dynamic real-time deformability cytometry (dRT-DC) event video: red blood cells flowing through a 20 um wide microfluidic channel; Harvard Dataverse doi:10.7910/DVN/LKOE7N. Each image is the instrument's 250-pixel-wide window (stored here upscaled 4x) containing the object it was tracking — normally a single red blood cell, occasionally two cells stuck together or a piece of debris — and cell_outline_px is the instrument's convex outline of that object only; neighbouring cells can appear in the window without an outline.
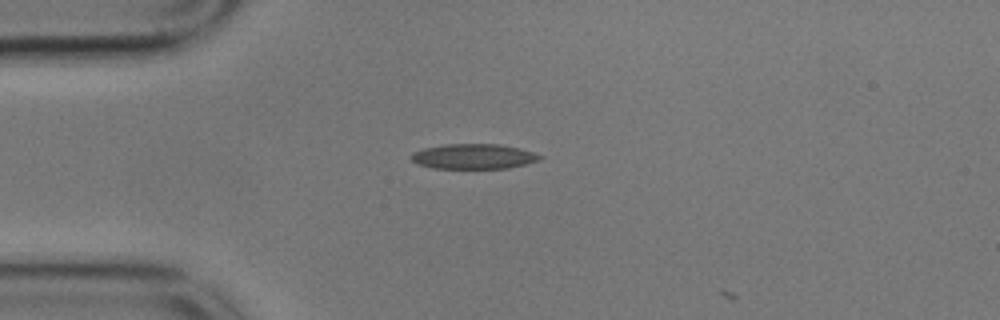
{"species": "common noctule bat (a hibernating species)", "species_latin": "Nyctalus noctula", "temperature_condition": "cold", "stored_images_in_passage": 3, "camera_frame_rate_fps": 3000, "um_per_image_px": 0.085, "animal": {"sex": "male", "body_mass_g": 17.9}, "frame": {"image": 1, "passage_image": 1, "time_ms": 0.0, "image_size_px": [1000, 320], "cell_outline_px": [[544, 156], [540, 160], [508, 168], [432, 168], [416, 164], [408, 156], [412, 152], [424, 148], [444, 144], [500, 144], [520, 148]], "centroid_in_image_um": [40.22, 13.29], "position_along_channel_um": 44.8, "area_um2": 18.9}}